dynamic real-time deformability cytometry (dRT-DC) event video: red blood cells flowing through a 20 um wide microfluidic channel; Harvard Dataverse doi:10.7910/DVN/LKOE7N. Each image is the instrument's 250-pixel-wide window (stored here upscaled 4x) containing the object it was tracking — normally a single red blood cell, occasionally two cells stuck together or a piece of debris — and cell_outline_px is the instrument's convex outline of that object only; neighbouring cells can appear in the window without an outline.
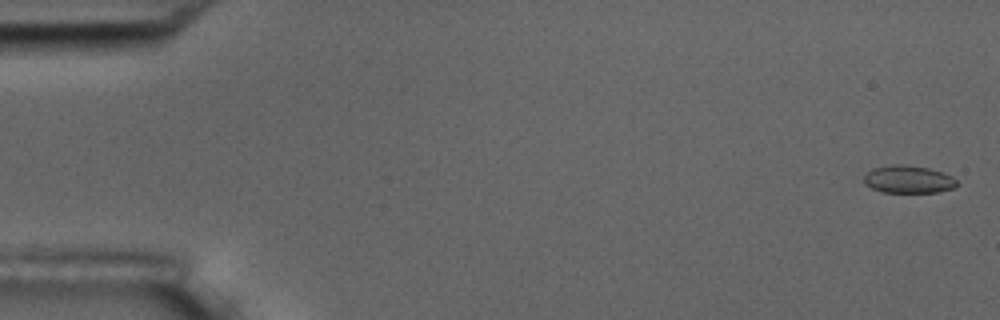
{"species": "common noctule bat (a hibernating species)", "species_latin": "Nyctalus noctula", "temperature_condition": "room temperature", "stored_images_in_passage": 58, "camera_frame_rate_fps": 3000, "um_per_image_px": 0.085, "animal": {"sex": "male", "body_mass_g": 17.5, "forearm_length_mm": 52.3}, "frame": {"image": 1, "passage_image": 2, "time_ms": 0.333, "image_size_px": [1000, 320], "cell_outline_px": [[960, 184], [952, 188], [936, 192], [880, 192], [864, 184], [864, 176], [872, 168], [892, 164], [908, 164], [928, 168], [944, 172], [952, 176]], "centroid_in_image_um": [77.21, 15.23], "position_along_channel_um": 7.8, "area_um2": 15.14}}
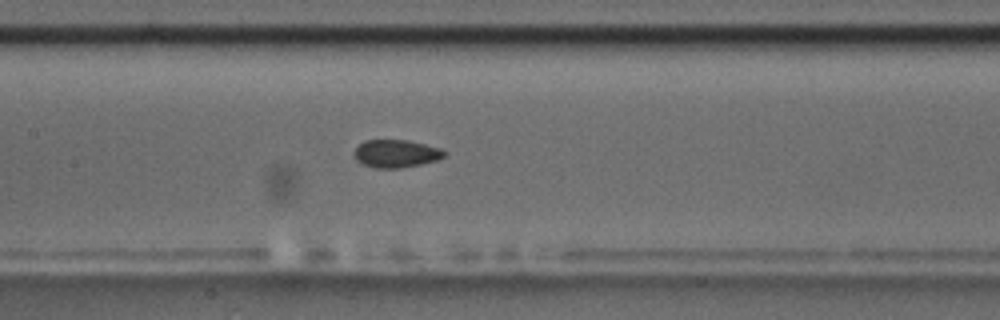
{"frame": {"image": 2, "passage_image": 28, "time_ms": 9.0, "image_size_px": [1000, 320], "cell_outline_px": [[448, 152], [444, 156], [436, 160], [420, 164], [400, 168], [376, 168], [364, 164], [356, 160], [352, 152], [364, 140], [408, 140], [440, 148]], "centroid_in_image_um": [33.65, 13.05], "position_along_channel_um": 173.8, "area_um2": 14.57}}
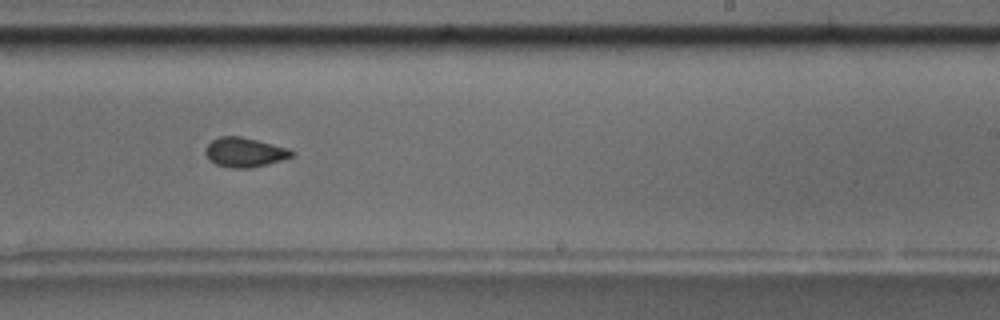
{"frame": {"image": 3, "passage_image": 36, "time_ms": 11.667, "image_size_px": [1000, 320], "cell_outline_px": [[296, 152], [292, 156], [280, 160], [248, 168], [232, 168], [216, 164], [208, 160], [204, 152], [204, 148], [212, 140], [220, 136], [240, 136], [288, 148]], "centroid_in_image_um": [20.74, 12.94], "position_along_channel_um": 268.3, "area_um2": 14.68}, "authors_computed_cell_mechanics": {"area_um2": 15.028, "velocity_mm_per_s": 3.5549, "shape_relaxation_time_tau1_ms": 10.6021, "shape_relaxation_time_tau2_ms": 2.2413, "deformation_change_tau1": 0.2091, "deformation_change_tau2": 0.0469}}